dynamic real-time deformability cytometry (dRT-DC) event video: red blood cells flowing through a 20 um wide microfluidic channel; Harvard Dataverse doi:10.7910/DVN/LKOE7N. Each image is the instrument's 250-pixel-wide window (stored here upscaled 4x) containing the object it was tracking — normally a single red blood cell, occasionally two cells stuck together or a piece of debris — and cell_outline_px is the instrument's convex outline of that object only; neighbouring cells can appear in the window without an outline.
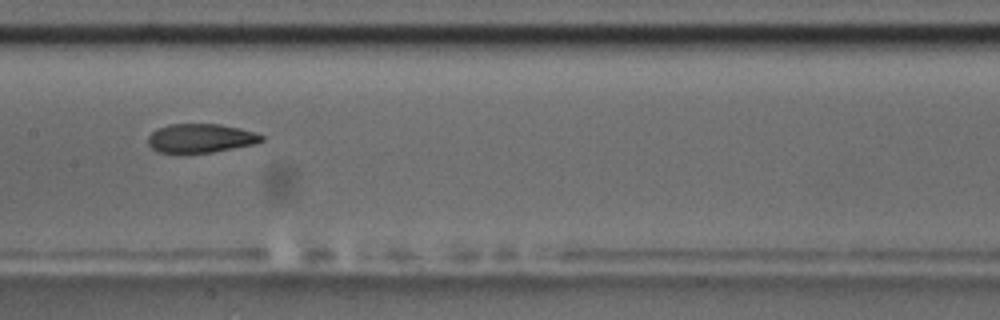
{"species": "common noctule bat (a hibernating species)", "species_latin": "Nyctalus noctula", "temperature_condition": "room temperature", "stored_images_in_passage": 14, "camera_frame_rate_fps": 3000, "um_per_image_px": 0.085, "animal": {"sex": "male", "body_mass_g": 17.5, "forearm_length_mm": 52.3}, "frame": {"image": 1, "passage_image": 7, "time_ms": 7.0, "image_size_px": [1000, 320], "cell_outline_px": [[264, 140], [256, 144], [212, 152], [156, 152], [148, 144], [148, 136], [156, 128], [168, 124], [220, 124], [240, 128], [256, 132], [264, 136]], "centroid_in_image_um": [17.07, 11.73], "position_along_channel_um": 190.3, "area_um2": 19.19}, "authors_computed_cell_mechanics": {"area_um2": 20.0855, "velocity_mm_per_s": 3.4616, "shape_relaxation_time_tau1_ms": null, "shape_relaxation_time_tau2_ms": 2.9453, "deformation_change_tau1": null, "deformation_change_tau2": 0.1057}}